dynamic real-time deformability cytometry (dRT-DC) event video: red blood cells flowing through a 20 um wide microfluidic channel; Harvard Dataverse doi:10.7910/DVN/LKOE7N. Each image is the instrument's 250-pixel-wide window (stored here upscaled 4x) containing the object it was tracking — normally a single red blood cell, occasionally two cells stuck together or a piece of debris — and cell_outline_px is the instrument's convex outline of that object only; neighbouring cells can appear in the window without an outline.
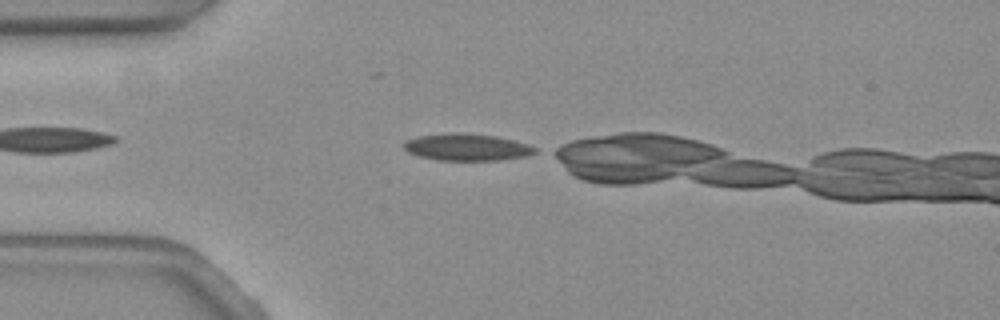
{"species": "common noctule bat (a hibernating species)", "species_latin": "Nyctalus noctula", "temperature_condition": "warm", "stored_images_in_passage": 7, "camera_frame_rate_fps": 3000, "um_per_image_px": 0.085, "animal": {"sex": "female", "body_mass_g": 19.3, "forearm_length_mm": 54.1}, "frame": {"image": 1, "passage_image": 1, "time_ms": 0.0, "image_size_px": [1000, 320], "cell_outline_px": [[536, 152], [524, 156], [496, 160], [440, 160], [420, 156], [408, 152], [404, 148], [404, 140], [416, 136], [448, 132], [464, 132], [496, 136], [528, 144], [536, 148]], "centroid_in_image_um": [39.63, 12.49], "position_along_channel_um": 45.4, "area_um2": 20.58}}
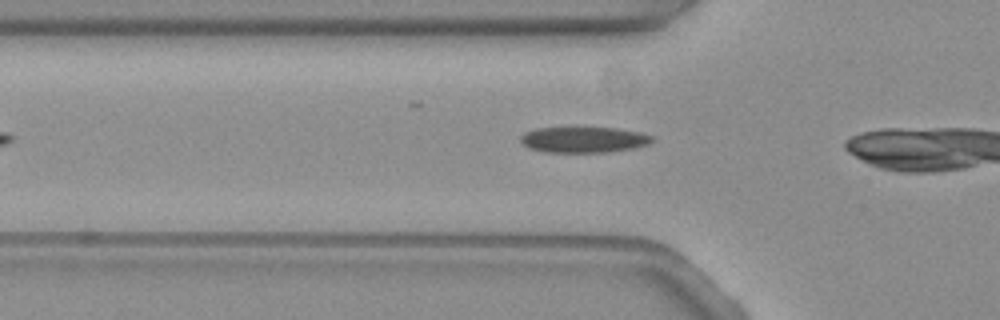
{"frame": {"image": 2, "passage_image": 5, "time_ms": 1.333, "image_size_px": [1000, 320], "cell_outline_px": [[652, 140], [648, 144], [632, 148], [608, 152], [544, 152], [528, 148], [520, 140], [520, 136], [524, 132], [536, 128], [576, 124], [616, 128], [640, 132], [652, 136]], "centroid_in_image_um": [49.54, 11.81], "position_along_channel_um": 76.3, "area_um2": 20.81}}